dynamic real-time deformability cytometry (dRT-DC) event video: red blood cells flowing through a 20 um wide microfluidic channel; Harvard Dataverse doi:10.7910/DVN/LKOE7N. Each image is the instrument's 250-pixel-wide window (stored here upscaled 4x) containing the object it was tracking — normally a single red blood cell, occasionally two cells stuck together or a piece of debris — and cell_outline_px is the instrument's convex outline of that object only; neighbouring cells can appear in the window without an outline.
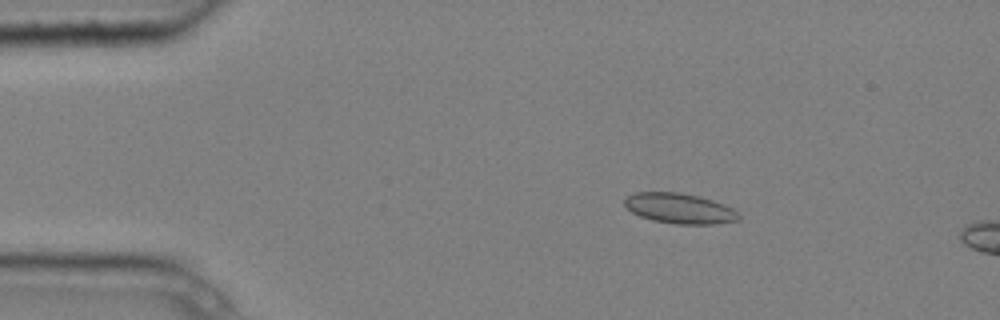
{"species": "common noctule bat (a hibernating species)", "species_latin": "Nyctalus noctula", "temperature_condition": "cold", "stored_images_in_passage": 3, "camera_frame_rate_fps": 3000, "um_per_image_px": 0.085, "animal": {"sex": "male", "body_mass_g": 20.4}, "frame": {"image": 1, "passage_image": 2, "time_ms": 0.333, "image_size_px": [1000, 320], "cell_outline_px": [[740, 220], [716, 224], [676, 224], [652, 220], [640, 216], [632, 212], [624, 204], [624, 200], [632, 192], [676, 192], [700, 196], [724, 204], [732, 208], [740, 216]], "centroid_in_image_um": [57.76, 17.71], "position_along_channel_um": 27.2, "area_um2": 20.17}}